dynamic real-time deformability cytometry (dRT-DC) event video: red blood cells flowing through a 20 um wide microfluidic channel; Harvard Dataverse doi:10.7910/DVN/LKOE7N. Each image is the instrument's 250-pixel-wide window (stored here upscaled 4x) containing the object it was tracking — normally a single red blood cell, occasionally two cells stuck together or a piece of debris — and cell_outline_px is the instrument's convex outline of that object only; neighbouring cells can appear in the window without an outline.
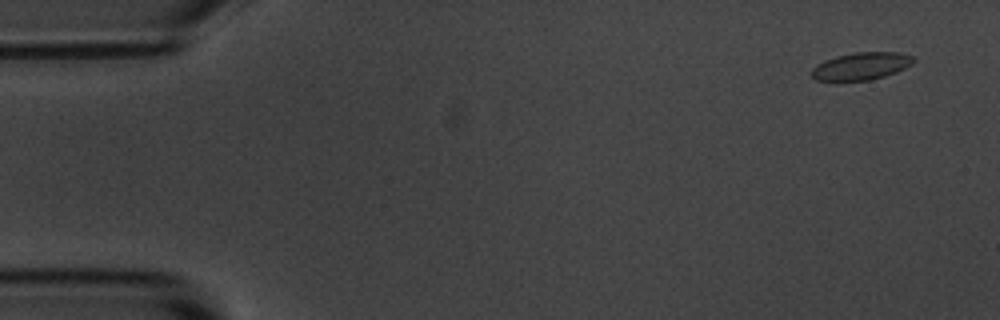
{"species": "common noctule bat (a hibernating species)", "species_latin": "Nyctalus noctula", "temperature_condition": "room temperature", "stored_images_in_passage": 6, "segment_of_instrument_passage": [2, 2], "camera_frame_rate_fps": 3000, "um_per_image_px": 0.085, "animal": {"sex": "male", "body_mass_g": 20.1, "forearm_length_mm": 53.5}, "frame": {"image": 1, "passage_image": 6, "time_ms": 5.667, "image_size_px": [1000, 320], "cell_outline_px": [[916, 60], [912, 64], [896, 72], [884, 76], [868, 80], [816, 80], [812, 76], [812, 68], [816, 64], [824, 60], [836, 56], [852, 52], [896, 52], [912, 56]], "centroid_in_image_um": [73.2, 5.6], "position_along_channel_um": 11.8, "area_um2": 16.18}}